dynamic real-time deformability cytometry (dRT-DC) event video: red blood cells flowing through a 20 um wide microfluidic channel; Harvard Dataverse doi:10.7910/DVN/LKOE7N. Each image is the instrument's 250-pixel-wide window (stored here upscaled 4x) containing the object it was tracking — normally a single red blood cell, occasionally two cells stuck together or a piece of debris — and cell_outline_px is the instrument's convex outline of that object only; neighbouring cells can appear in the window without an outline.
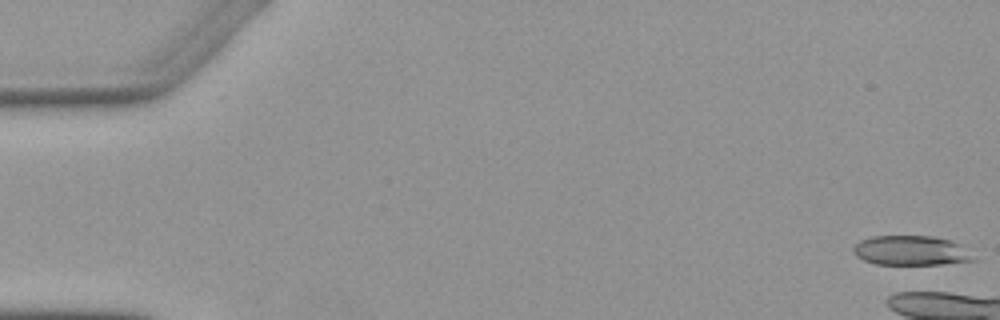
{"species": "Egyptian fruit bat (a non-hibernating species)", "species_latin": "Rousettus aegyptiacus", "temperature_condition": "warm", "stored_images_in_passage": 1, "camera_frame_rate_fps": 3000, "um_per_image_px": 0.085, "animal": {"sex": "female"}, "frame": {"image": 1, "passage_image": 1, "time_ms": 0.0, "image_size_px": [1000, 320], "cell_outline_px": [[976, 260], [940, 264], [876, 264], [864, 260], [856, 256], [852, 252], [852, 248], [860, 240], [872, 236], [932, 236], [952, 240]], "centroid_in_image_um": [77.34, 21.29], "position_along_channel_um": 7.7, "area_um2": 20.4}}